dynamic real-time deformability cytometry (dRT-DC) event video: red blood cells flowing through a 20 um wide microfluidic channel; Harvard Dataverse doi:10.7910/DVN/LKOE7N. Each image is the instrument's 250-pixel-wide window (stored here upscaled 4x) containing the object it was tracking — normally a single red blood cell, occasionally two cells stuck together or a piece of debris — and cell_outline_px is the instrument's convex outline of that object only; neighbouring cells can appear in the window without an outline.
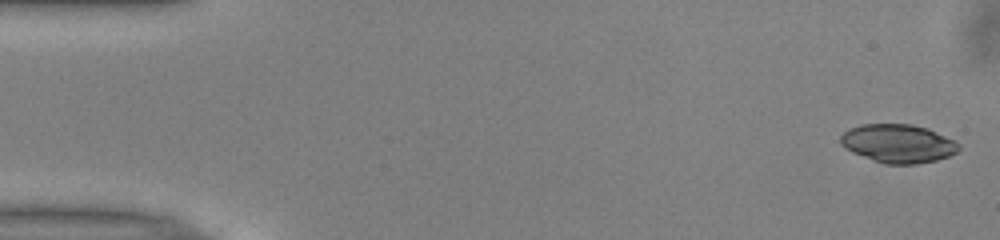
{"species": "common noctule bat (a hibernating species)", "species_latin": "Nyctalus noctula", "temperature_condition": "warm", "stored_images_in_passage": 51, "camera_frame_rate_fps": 3000, "um_per_image_px": 0.085, "animal": {"sex": "male", "body_mass_g": 13.0, "forearm_length_mm": 53.1}, "frame": {"image": 1, "passage_image": 1, "time_ms": 0.0, "image_size_px": [1000, 240], "cell_outline_px": [[960, 148], [956, 152], [948, 156], [936, 160], [916, 164], [884, 164], [872, 160], [852, 152], [844, 148], [840, 144], [840, 136], [848, 128], [860, 124], [912, 124], [928, 128], [956, 140], [960, 144]], "centroid_in_image_um": [76.33, 12.19], "position_along_channel_um": 8.7, "area_um2": 26.82}}